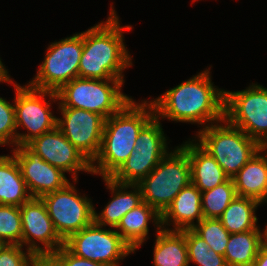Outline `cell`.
Returning a JSON list of instances; mask_svg holds the SVG:
<instances>
[{
	"label": "cell",
	"mask_w": 267,
	"mask_h": 266,
	"mask_svg": "<svg viewBox=\"0 0 267 266\" xmlns=\"http://www.w3.org/2000/svg\"><path fill=\"white\" fill-rule=\"evenodd\" d=\"M232 180L238 196L267 203V147L255 153Z\"/></svg>",
	"instance_id": "cell-19"
},
{
	"label": "cell",
	"mask_w": 267,
	"mask_h": 266,
	"mask_svg": "<svg viewBox=\"0 0 267 266\" xmlns=\"http://www.w3.org/2000/svg\"><path fill=\"white\" fill-rule=\"evenodd\" d=\"M0 240L8 245L22 246L20 207L0 204Z\"/></svg>",
	"instance_id": "cell-30"
},
{
	"label": "cell",
	"mask_w": 267,
	"mask_h": 266,
	"mask_svg": "<svg viewBox=\"0 0 267 266\" xmlns=\"http://www.w3.org/2000/svg\"><path fill=\"white\" fill-rule=\"evenodd\" d=\"M6 244L2 241V240H0V251L2 250V248L5 246Z\"/></svg>",
	"instance_id": "cell-38"
},
{
	"label": "cell",
	"mask_w": 267,
	"mask_h": 266,
	"mask_svg": "<svg viewBox=\"0 0 267 266\" xmlns=\"http://www.w3.org/2000/svg\"><path fill=\"white\" fill-rule=\"evenodd\" d=\"M154 223L156 230L161 229V215L146 202L142 201L134 209L127 212L115 228L116 232L135 252L148 240L149 226Z\"/></svg>",
	"instance_id": "cell-20"
},
{
	"label": "cell",
	"mask_w": 267,
	"mask_h": 266,
	"mask_svg": "<svg viewBox=\"0 0 267 266\" xmlns=\"http://www.w3.org/2000/svg\"><path fill=\"white\" fill-rule=\"evenodd\" d=\"M41 199L63 241L94 222L92 200L78 193L73 183L69 182L64 188L47 193Z\"/></svg>",
	"instance_id": "cell-10"
},
{
	"label": "cell",
	"mask_w": 267,
	"mask_h": 266,
	"mask_svg": "<svg viewBox=\"0 0 267 266\" xmlns=\"http://www.w3.org/2000/svg\"><path fill=\"white\" fill-rule=\"evenodd\" d=\"M106 189L111 190V200L101 213L94 210V222L100 226L116 228L121 218L142 202L140 187L137 184H124L115 182L110 177L102 178ZM128 189H131L128 191Z\"/></svg>",
	"instance_id": "cell-17"
},
{
	"label": "cell",
	"mask_w": 267,
	"mask_h": 266,
	"mask_svg": "<svg viewBox=\"0 0 267 266\" xmlns=\"http://www.w3.org/2000/svg\"><path fill=\"white\" fill-rule=\"evenodd\" d=\"M160 119L154 116L139 132L134 150L138 153H169Z\"/></svg>",
	"instance_id": "cell-27"
},
{
	"label": "cell",
	"mask_w": 267,
	"mask_h": 266,
	"mask_svg": "<svg viewBox=\"0 0 267 266\" xmlns=\"http://www.w3.org/2000/svg\"><path fill=\"white\" fill-rule=\"evenodd\" d=\"M15 107L5 98L0 97V146L17 147ZM14 145V146H13Z\"/></svg>",
	"instance_id": "cell-31"
},
{
	"label": "cell",
	"mask_w": 267,
	"mask_h": 266,
	"mask_svg": "<svg viewBox=\"0 0 267 266\" xmlns=\"http://www.w3.org/2000/svg\"><path fill=\"white\" fill-rule=\"evenodd\" d=\"M1 60L2 59L0 58V83L8 82L9 84H13L14 80L10 78L9 71L5 68V65L2 63Z\"/></svg>",
	"instance_id": "cell-35"
},
{
	"label": "cell",
	"mask_w": 267,
	"mask_h": 266,
	"mask_svg": "<svg viewBox=\"0 0 267 266\" xmlns=\"http://www.w3.org/2000/svg\"><path fill=\"white\" fill-rule=\"evenodd\" d=\"M263 241L264 232L260 228L230 234L224 254L227 265L252 266Z\"/></svg>",
	"instance_id": "cell-23"
},
{
	"label": "cell",
	"mask_w": 267,
	"mask_h": 266,
	"mask_svg": "<svg viewBox=\"0 0 267 266\" xmlns=\"http://www.w3.org/2000/svg\"><path fill=\"white\" fill-rule=\"evenodd\" d=\"M168 153H138L133 150L127 160L110 177L115 182L138 184Z\"/></svg>",
	"instance_id": "cell-25"
},
{
	"label": "cell",
	"mask_w": 267,
	"mask_h": 266,
	"mask_svg": "<svg viewBox=\"0 0 267 266\" xmlns=\"http://www.w3.org/2000/svg\"><path fill=\"white\" fill-rule=\"evenodd\" d=\"M154 116L151 101L142 100L138 103L131 99L107 118L100 150L91 162L92 175L111 177L130 156L139 132Z\"/></svg>",
	"instance_id": "cell-3"
},
{
	"label": "cell",
	"mask_w": 267,
	"mask_h": 266,
	"mask_svg": "<svg viewBox=\"0 0 267 266\" xmlns=\"http://www.w3.org/2000/svg\"><path fill=\"white\" fill-rule=\"evenodd\" d=\"M36 266H59L50 256H42Z\"/></svg>",
	"instance_id": "cell-36"
},
{
	"label": "cell",
	"mask_w": 267,
	"mask_h": 266,
	"mask_svg": "<svg viewBox=\"0 0 267 266\" xmlns=\"http://www.w3.org/2000/svg\"><path fill=\"white\" fill-rule=\"evenodd\" d=\"M192 230L216 253L224 256L230 233L217 218H203Z\"/></svg>",
	"instance_id": "cell-29"
},
{
	"label": "cell",
	"mask_w": 267,
	"mask_h": 266,
	"mask_svg": "<svg viewBox=\"0 0 267 266\" xmlns=\"http://www.w3.org/2000/svg\"><path fill=\"white\" fill-rule=\"evenodd\" d=\"M23 248L21 245L6 244L0 251V266H36L39 258Z\"/></svg>",
	"instance_id": "cell-32"
},
{
	"label": "cell",
	"mask_w": 267,
	"mask_h": 266,
	"mask_svg": "<svg viewBox=\"0 0 267 266\" xmlns=\"http://www.w3.org/2000/svg\"><path fill=\"white\" fill-rule=\"evenodd\" d=\"M82 52L83 32L50 43L36 76L28 85L57 92L64 84L79 77Z\"/></svg>",
	"instance_id": "cell-9"
},
{
	"label": "cell",
	"mask_w": 267,
	"mask_h": 266,
	"mask_svg": "<svg viewBox=\"0 0 267 266\" xmlns=\"http://www.w3.org/2000/svg\"><path fill=\"white\" fill-rule=\"evenodd\" d=\"M123 84L120 79L77 77L56 92L59 101L57 105L91 111L106 120L132 99L121 91Z\"/></svg>",
	"instance_id": "cell-5"
},
{
	"label": "cell",
	"mask_w": 267,
	"mask_h": 266,
	"mask_svg": "<svg viewBox=\"0 0 267 266\" xmlns=\"http://www.w3.org/2000/svg\"><path fill=\"white\" fill-rule=\"evenodd\" d=\"M210 68L170 88L160 97L151 99L155 116L169 121L200 124L201 129L223 120L225 90L214 86Z\"/></svg>",
	"instance_id": "cell-1"
},
{
	"label": "cell",
	"mask_w": 267,
	"mask_h": 266,
	"mask_svg": "<svg viewBox=\"0 0 267 266\" xmlns=\"http://www.w3.org/2000/svg\"><path fill=\"white\" fill-rule=\"evenodd\" d=\"M203 218L201 191L190 183L178 193L172 203L161 214V228L179 231L192 229ZM195 220L197 223L194 222ZM171 224L173 228L168 227Z\"/></svg>",
	"instance_id": "cell-16"
},
{
	"label": "cell",
	"mask_w": 267,
	"mask_h": 266,
	"mask_svg": "<svg viewBox=\"0 0 267 266\" xmlns=\"http://www.w3.org/2000/svg\"><path fill=\"white\" fill-rule=\"evenodd\" d=\"M16 130L22 127L27 133H17V147L28 145L35 138L53 130L57 126V117L51 111L52 101L56 103L55 91L35 89L28 84L20 86L14 83ZM48 97V102L45 98ZM56 101V102H55Z\"/></svg>",
	"instance_id": "cell-7"
},
{
	"label": "cell",
	"mask_w": 267,
	"mask_h": 266,
	"mask_svg": "<svg viewBox=\"0 0 267 266\" xmlns=\"http://www.w3.org/2000/svg\"><path fill=\"white\" fill-rule=\"evenodd\" d=\"M224 118L267 147V88L252 83L241 91L225 90Z\"/></svg>",
	"instance_id": "cell-8"
},
{
	"label": "cell",
	"mask_w": 267,
	"mask_h": 266,
	"mask_svg": "<svg viewBox=\"0 0 267 266\" xmlns=\"http://www.w3.org/2000/svg\"><path fill=\"white\" fill-rule=\"evenodd\" d=\"M50 257L59 266H106L92 260L77 257L65 246H61L56 252L52 253Z\"/></svg>",
	"instance_id": "cell-33"
},
{
	"label": "cell",
	"mask_w": 267,
	"mask_h": 266,
	"mask_svg": "<svg viewBox=\"0 0 267 266\" xmlns=\"http://www.w3.org/2000/svg\"><path fill=\"white\" fill-rule=\"evenodd\" d=\"M12 149L11 153L19 165L22 178L32 198H41L47 193L64 188L71 182L61 169L44 161L28 145Z\"/></svg>",
	"instance_id": "cell-14"
},
{
	"label": "cell",
	"mask_w": 267,
	"mask_h": 266,
	"mask_svg": "<svg viewBox=\"0 0 267 266\" xmlns=\"http://www.w3.org/2000/svg\"><path fill=\"white\" fill-rule=\"evenodd\" d=\"M13 155H0V204L20 207L31 199Z\"/></svg>",
	"instance_id": "cell-22"
},
{
	"label": "cell",
	"mask_w": 267,
	"mask_h": 266,
	"mask_svg": "<svg viewBox=\"0 0 267 266\" xmlns=\"http://www.w3.org/2000/svg\"><path fill=\"white\" fill-rule=\"evenodd\" d=\"M264 232V241L267 243V225L265 226V229L262 230Z\"/></svg>",
	"instance_id": "cell-37"
},
{
	"label": "cell",
	"mask_w": 267,
	"mask_h": 266,
	"mask_svg": "<svg viewBox=\"0 0 267 266\" xmlns=\"http://www.w3.org/2000/svg\"><path fill=\"white\" fill-rule=\"evenodd\" d=\"M190 183L188 152L180 145L162 158L137 185L141 190L142 201L161 215L178 193Z\"/></svg>",
	"instance_id": "cell-6"
},
{
	"label": "cell",
	"mask_w": 267,
	"mask_h": 266,
	"mask_svg": "<svg viewBox=\"0 0 267 266\" xmlns=\"http://www.w3.org/2000/svg\"><path fill=\"white\" fill-rule=\"evenodd\" d=\"M62 118L57 127L62 134L90 161L97 156L105 119L94 112L78 108L58 107Z\"/></svg>",
	"instance_id": "cell-13"
},
{
	"label": "cell",
	"mask_w": 267,
	"mask_h": 266,
	"mask_svg": "<svg viewBox=\"0 0 267 266\" xmlns=\"http://www.w3.org/2000/svg\"><path fill=\"white\" fill-rule=\"evenodd\" d=\"M20 211L22 246H26L25 249L31 251L37 258H41L50 256L64 246V241L56 232L41 198H31L20 206Z\"/></svg>",
	"instance_id": "cell-12"
},
{
	"label": "cell",
	"mask_w": 267,
	"mask_h": 266,
	"mask_svg": "<svg viewBox=\"0 0 267 266\" xmlns=\"http://www.w3.org/2000/svg\"><path fill=\"white\" fill-rule=\"evenodd\" d=\"M237 196L232 178L213 189L201 192V205L204 218H219L231 201Z\"/></svg>",
	"instance_id": "cell-26"
},
{
	"label": "cell",
	"mask_w": 267,
	"mask_h": 266,
	"mask_svg": "<svg viewBox=\"0 0 267 266\" xmlns=\"http://www.w3.org/2000/svg\"><path fill=\"white\" fill-rule=\"evenodd\" d=\"M28 146L42 159L64 173H71L72 182L77 183L78 173L91 172V162L62 134L56 126L31 141Z\"/></svg>",
	"instance_id": "cell-15"
},
{
	"label": "cell",
	"mask_w": 267,
	"mask_h": 266,
	"mask_svg": "<svg viewBox=\"0 0 267 266\" xmlns=\"http://www.w3.org/2000/svg\"><path fill=\"white\" fill-rule=\"evenodd\" d=\"M64 246L75 256L92 260L106 266H119L133 249L113 229H106L93 222L71 235Z\"/></svg>",
	"instance_id": "cell-11"
},
{
	"label": "cell",
	"mask_w": 267,
	"mask_h": 266,
	"mask_svg": "<svg viewBox=\"0 0 267 266\" xmlns=\"http://www.w3.org/2000/svg\"><path fill=\"white\" fill-rule=\"evenodd\" d=\"M252 266H267V243L263 241Z\"/></svg>",
	"instance_id": "cell-34"
},
{
	"label": "cell",
	"mask_w": 267,
	"mask_h": 266,
	"mask_svg": "<svg viewBox=\"0 0 267 266\" xmlns=\"http://www.w3.org/2000/svg\"><path fill=\"white\" fill-rule=\"evenodd\" d=\"M195 140L208 151L232 178L262 146L225 118L200 129ZM197 137V139H196Z\"/></svg>",
	"instance_id": "cell-4"
},
{
	"label": "cell",
	"mask_w": 267,
	"mask_h": 266,
	"mask_svg": "<svg viewBox=\"0 0 267 266\" xmlns=\"http://www.w3.org/2000/svg\"><path fill=\"white\" fill-rule=\"evenodd\" d=\"M188 262L198 266H228L225 257L210 249L192 229H186Z\"/></svg>",
	"instance_id": "cell-28"
},
{
	"label": "cell",
	"mask_w": 267,
	"mask_h": 266,
	"mask_svg": "<svg viewBox=\"0 0 267 266\" xmlns=\"http://www.w3.org/2000/svg\"><path fill=\"white\" fill-rule=\"evenodd\" d=\"M107 20L83 31V52L79 62V77L89 79H120L125 83L124 70L132 66V57L124 43V30L111 4Z\"/></svg>",
	"instance_id": "cell-2"
},
{
	"label": "cell",
	"mask_w": 267,
	"mask_h": 266,
	"mask_svg": "<svg viewBox=\"0 0 267 266\" xmlns=\"http://www.w3.org/2000/svg\"><path fill=\"white\" fill-rule=\"evenodd\" d=\"M260 204L255 199L237 195L218 219L230 234L260 228L255 215Z\"/></svg>",
	"instance_id": "cell-24"
},
{
	"label": "cell",
	"mask_w": 267,
	"mask_h": 266,
	"mask_svg": "<svg viewBox=\"0 0 267 266\" xmlns=\"http://www.w3.org/2000/svg\"><path fill=\"white\" fill-rule=\"evenodd\" d=\"M153 247L154 266H189L186 229L156 230Z\"/></svg>",
	"instance_id": "cell-21"
},
{
	"label": "cell",
	"mask_w": 267,
	"mask_h": 266,
	"mask_svg": "<svg viewBox=\"0 0 267 266\" xmlns=\"http://www.w3.org/2000/svg\"><path fill=\"white\" fill-rule=\"evenodd\" d=\"M183 143L181 146L188 152L191 183L201 192L213 189L229 178L214 157L195 138Z\"/></svg>",
	"instance_id": "cell-18"
}]
</instances>
